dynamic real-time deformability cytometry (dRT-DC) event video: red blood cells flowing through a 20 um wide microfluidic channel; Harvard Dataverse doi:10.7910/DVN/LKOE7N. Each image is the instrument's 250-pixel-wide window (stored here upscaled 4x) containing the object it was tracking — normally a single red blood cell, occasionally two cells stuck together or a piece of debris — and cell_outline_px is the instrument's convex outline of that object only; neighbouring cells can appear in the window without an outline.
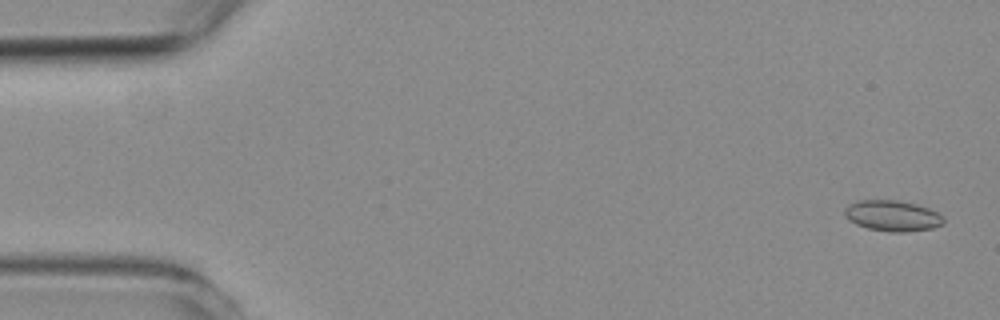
{"species": "common noctule bat (a hibernating species)", "species_latin": "Nyctalus noctula", "temperature_condition": "room temperature", "stored_images_in_passage": 5, "segment_of_instrument_passage": [2, 2], "camera_frame_rate_fps": 3000, "um_per_image_px": 0.085, "animal": {"sex": "female", "body_mass_g": 19.3, "forearm_length_mm": 54.1}, "frame": {"image": 1, "passage_image": 5, "time_ms": 5.667, "image_size_px": [1000, 320], "cell_outline_px": [[944, 224], [932, 228], [904, 232], [888, 232], [868, 228], [856, 224], [844, 216], [844, 208], [848, 204], [856, 200], [896, 200], [916, 204], [928, 208], [944, 216]], "centroid_in_image_um": [75.84, 18.33], "position_along_channel_um": 9.2, "area_um2": 17.86}}